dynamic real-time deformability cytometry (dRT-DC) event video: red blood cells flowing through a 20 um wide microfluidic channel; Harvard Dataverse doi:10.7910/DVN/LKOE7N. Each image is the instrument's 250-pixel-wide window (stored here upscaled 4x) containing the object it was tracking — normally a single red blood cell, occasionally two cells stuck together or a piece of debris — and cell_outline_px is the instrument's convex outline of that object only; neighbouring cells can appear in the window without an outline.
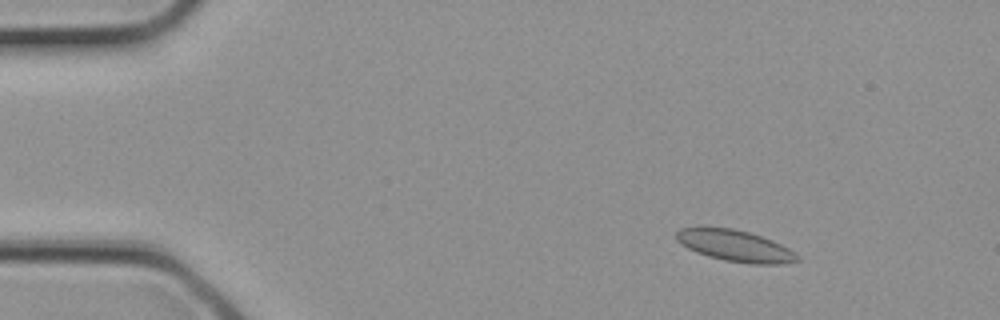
{"species": "common noctule bat (a hibernating species)", "species_latin": "Nyctalus noctula", "temperature_condition": "cold", "stored_images_in_passage": 2, "camera_frame_rate_fps": 3000, "um_per_image_px": 0.085, "animal": {"sex": "female", "body_mass_g": 21.9}, "frame": {"image": 1, "passage_image": 1, "time_ms": 0.0, "image_size_px": [1000, 320], "cell_outline_px": [[800, 260], [784, 264], [752, 264], [724, 260], [708, 256], [696, 252], [688, 248], [676, 240], [676, 232], [680, 228], [700, 224], [732, 228], [748, 232], [772, 240], [788, 248], [800, 256]], "centroid_in_image_um": [62.43, 20.85], "position_along_channel_um": 22.6, "area_um2": 22.66}}